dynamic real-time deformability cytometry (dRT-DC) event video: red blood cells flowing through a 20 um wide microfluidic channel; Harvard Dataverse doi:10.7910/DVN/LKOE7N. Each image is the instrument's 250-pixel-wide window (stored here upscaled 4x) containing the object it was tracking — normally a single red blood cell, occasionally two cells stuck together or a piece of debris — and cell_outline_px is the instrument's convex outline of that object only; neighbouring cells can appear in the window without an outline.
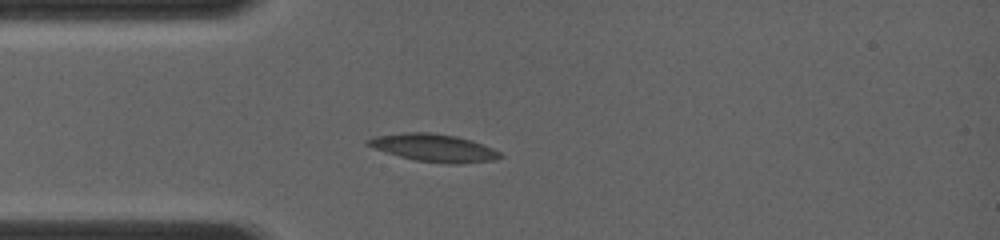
{"species": "common noctule bat (a hibernating species)", "species_latin": "Nyctalus noctula", "temperature_condition": "room temperature", "stored_images_in_passage": 6, "camera_frame_rate_fps": 4000, "um_per_image_px": 0.085, "animal": {"sex": "female", "body_mass_g": 19.0, "forearm_length_mm": 56.7}, "frame": {"image": 1, "passage_image": 3, "time_ms": 1.25, "image_size_px": [1000, 240], "cell_outline_px": [[504, 156], [496, 160], [460, 164], [448, 164], [416, 160], [400, 156], [364, 144], [364, 140], [376, 136], [404, 132], [428, 132], [456, 136], [472, 140], [484, 144], [500, 152]], "centroid_in_image_um": [36.92, 12.56], "position_along_channel_um": 48.1, "area_um2": 21.33}}
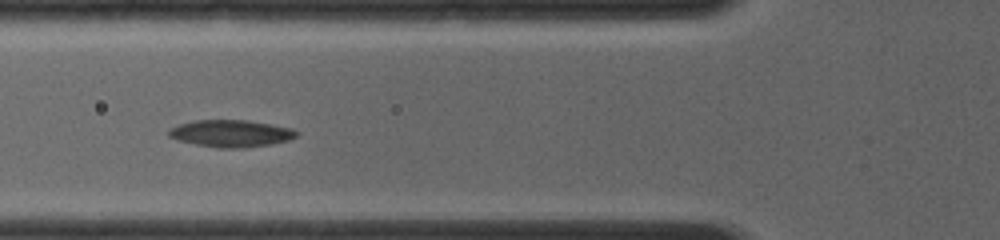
{"frame": {"image": 2, "passage_image": 5, "time_ms": 2.75, "image_size_px": [1000, 240], "cell_outline_px": [[300, 132], [296, 136], [288, 140], [272, 144], [244, 148], [216, 148], [196, 144], [180, 140], [168, 136], [168, 132], [172, 128], [180, 124], [196, 120], [248, 120], [272, 124], [292, 128]], "centroid_in_image_um": [19.68, 11.34], "position_along_channel_um": 106.1, "area_um2": 20.11}}
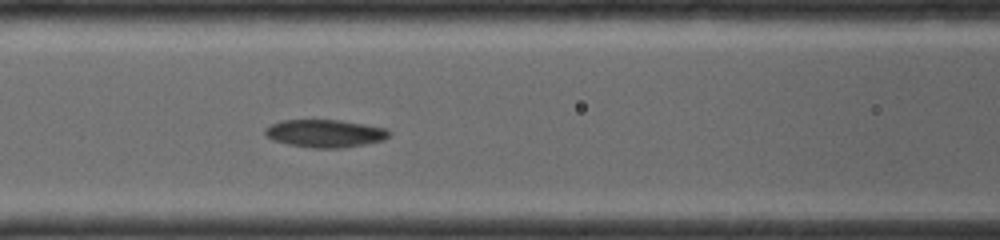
{"frame": {"image": 3, "passage_image": 6, "time_ms": 3.5, "image_size_px": [1000, 240], "cell_outline_px": [[392, 132], [384, 140], [364, 144], [340, 148], [312, 148], [288, 144], [272, 140], [264, 132], [264, 128], [280, 120], [340, 120], [388, 128]], "centroid_in_image_um": [27.64, 11.33], "position_along_channel_um": 139.0, "area_um2": 20.11}}